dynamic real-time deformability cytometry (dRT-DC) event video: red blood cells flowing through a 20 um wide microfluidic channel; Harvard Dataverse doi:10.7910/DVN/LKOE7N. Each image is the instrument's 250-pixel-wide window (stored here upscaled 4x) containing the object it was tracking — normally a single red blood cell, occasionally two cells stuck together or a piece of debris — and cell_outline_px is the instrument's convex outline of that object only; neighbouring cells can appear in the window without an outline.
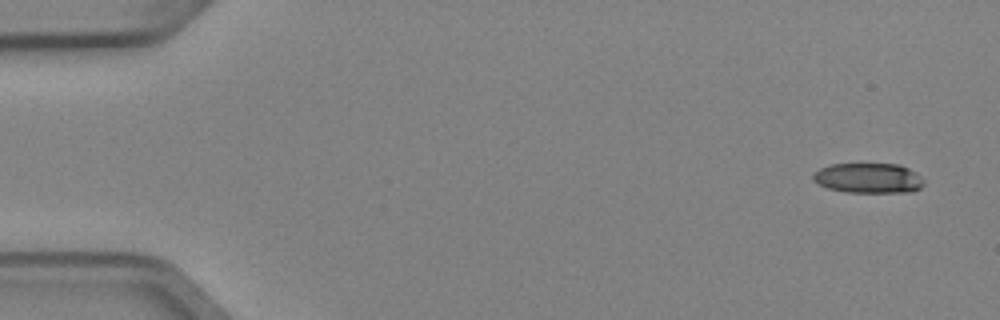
{"species": "Egyptian fruit bat (a non-hibernating species)", "species_latin": "Rousettus aegyptiacus", "temperature_condition": "cold", "stored_images_in_passage": 6, "camera_frame_rate_fps": 3000, "um_per_image_px": 0.085, "animal": {"sex": "female"}, "frame": {"image": 1, "passage_image": 1, "time_ms": 0.0, "image_size_px": [1000, 320], "cell_outline_px": [[924, 184], [920, 188], [912, 192], [844, 192], [828, 188], [812, 180], [812, 172], [820, 168], [832, 164], [900, 164], [916, 172], [924, 180]], "centroid_in_image_um": [73.82, 15.14], "position_along_channel_um": 11.2, "area_um2": 19.54}}
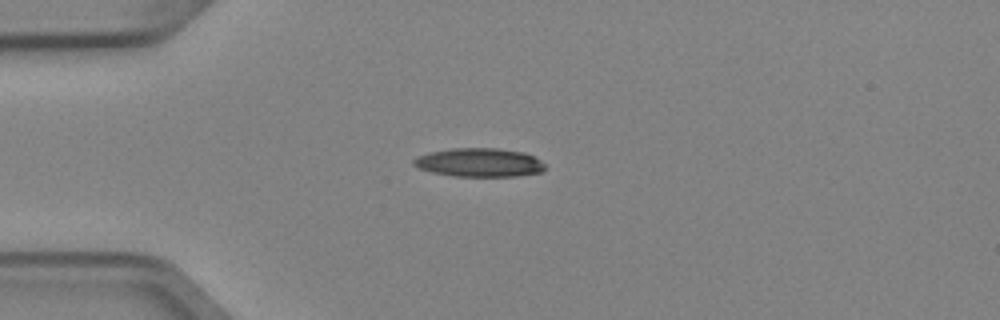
{"frame": {"image": 2, "passage_image": 4, "time_ms": 1.0, "image_size_px": [1000, 320], "cell_outline_px": [[548, 168], [540, 172], [516, 176], [452, 176], [432, 172], [420, 168], [412, 164], [412, 160], [416, 156], [428, 152], [452, 148], [500, 148], [524, 152], [540, 160]], "centroid_in_image_um": [40.73, 13.8], "position_along_channel_um": 44.3, "area_um2": 22.08}}
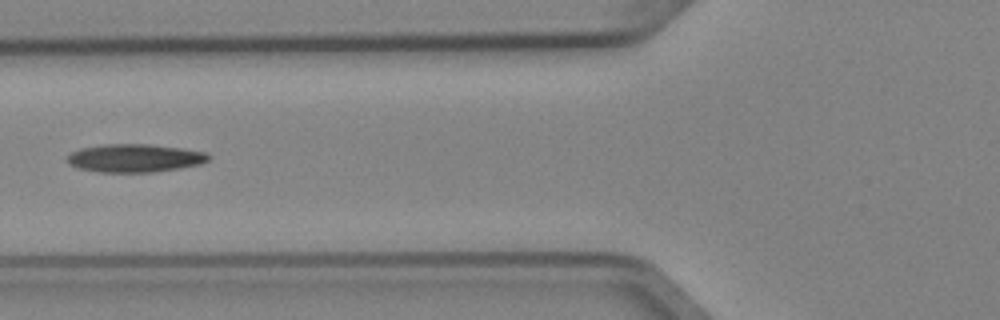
{"frame": {"image": 3, "passage_image": 6, "time_ms": 1.667, "image_size_px": [1000, 320], "cell_outline_px": [[208, 160], [200, 164], [180, 168], [156, 172], [100, 172], [80, 168], [72, 164], [68, 160], [68, 156], [72, 152], [80, 148], [104, 144], [148, 144], [180, 148], [204, 152], [208, 156]], "centroid_in_image_um": [11.46, 13.44], "position_along_channel_um": 114.3, "area_um2": 22.83}}